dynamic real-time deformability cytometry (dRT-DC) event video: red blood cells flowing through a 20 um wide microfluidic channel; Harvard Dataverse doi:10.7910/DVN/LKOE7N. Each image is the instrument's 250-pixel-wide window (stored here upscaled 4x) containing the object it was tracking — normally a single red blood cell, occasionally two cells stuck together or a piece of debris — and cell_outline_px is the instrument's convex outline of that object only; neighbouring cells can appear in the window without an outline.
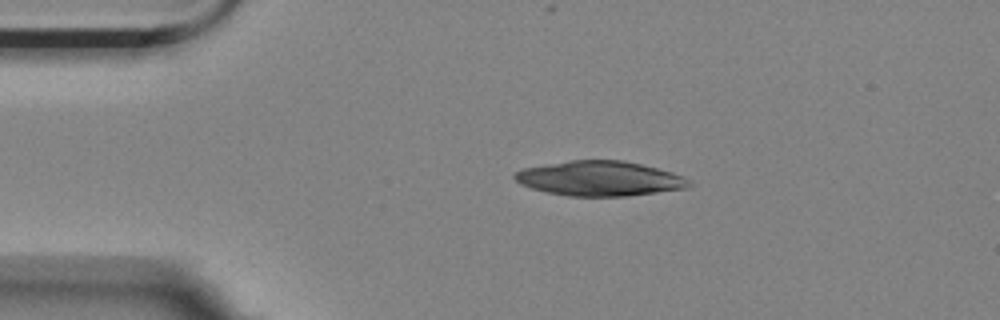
{"species": "Egyptian fruit bat (a non-hibernating species)", "species_latin": "Rousettus aegyptiacus", "temperature_condition": "room temperature", "stored_images_in_passage": 33, "camera_frame_rate_fps": 3000, "um_per_image_px": 0.085, "animal": {"sex": "female"}, "frame": {"image": 1, "passage_image": 1, "time_ms": 0.0, "image_size_px": [1000, 320], "cell_outline_px": [[692, 184], [688, 188], [628, 196], [568, 196], [548, 192], [532, 188], [520, 184], [512, 176], [516, 172], [524, 168], [572, 160], [624, 160], [672, 172], [684, 176], [692, 180]], "centroid_in_image_um": [51.02, 15.18], "position_along_channel_um": 34.0, "area_um2": 35.32}}